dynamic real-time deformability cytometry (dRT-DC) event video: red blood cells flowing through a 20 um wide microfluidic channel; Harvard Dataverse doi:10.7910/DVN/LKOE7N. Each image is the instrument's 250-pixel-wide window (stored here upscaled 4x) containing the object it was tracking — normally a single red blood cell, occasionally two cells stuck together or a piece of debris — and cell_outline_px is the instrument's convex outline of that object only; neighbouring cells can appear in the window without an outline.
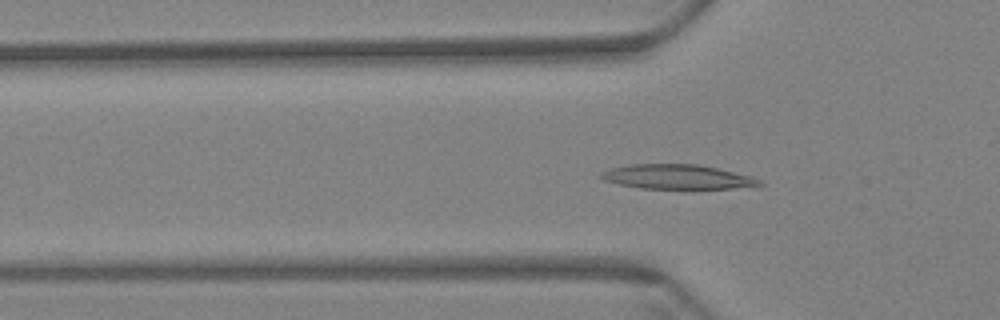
{"species": "Egyptian fruit bat (a non-hibernating species)", "species_latin": "Rousettus aegyptiacus", "temperature_condition": "warm", "stored_images_in_passage": 42, "camera_frame_rate_fps": 3000, "um_per_image_px": 0.085, "animal": {"sex": "female"}, "frame": {"image": 1, "passage_image": 19, "time_ms": 6.0, "image_size_px": [1000, 320], "cell_outline_px": [[764, 184], [732, 188], [640, 188], [620, 184], [604, 180], [600, 176], [600, 172], [612, 168], [628, 164], [700, 164], [752, 176], [760, 180]], "centroid_in_image_um": [57.55, 15.02], "position_along_channel_um": 68.2, "area_um2": 22.37}}
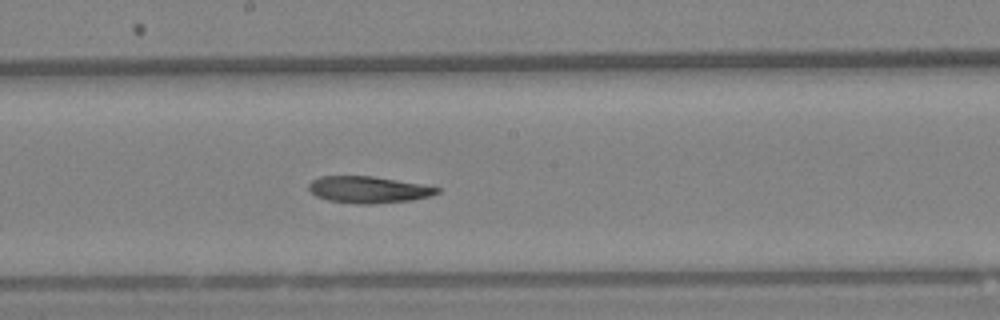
{"frame": {"image": 2, "passage_image": 32, "time_ms": 10.333, "image_size_px": [1000, 320], "cell_outline_px": [[440, 192], [432, 196], [412, 200], [372, 204], [356, 204], [328, 200], [316, 196], [308, 188], [308, 184], [312, 180], [320, 176], [372, 176], [420, 184], [440, 188]], "centroid_in_image_um": [31.31, 16.12], "position_along_channel_um": 216.9, "area_um2": 19.94}}
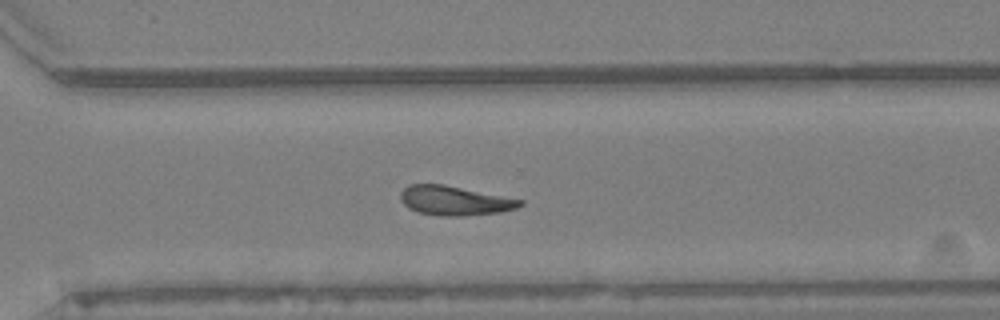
{"frame": {"image": 3, "passage_image": 42, "time_ms": 13.667, "image_size_px": [1000, 320], "cell_outline_px": [[524, 204], [516, 208], [500, 212], [460, 216], [440, 216], [416, 212], [408, 208], [400, 200], [400, 192], [408, 184], [444, 184], [524, 200]], "centroid_in_image_um": [38.61, 17.05], "position_along_channel_um": 332.0, "area_um2": 20.58}}